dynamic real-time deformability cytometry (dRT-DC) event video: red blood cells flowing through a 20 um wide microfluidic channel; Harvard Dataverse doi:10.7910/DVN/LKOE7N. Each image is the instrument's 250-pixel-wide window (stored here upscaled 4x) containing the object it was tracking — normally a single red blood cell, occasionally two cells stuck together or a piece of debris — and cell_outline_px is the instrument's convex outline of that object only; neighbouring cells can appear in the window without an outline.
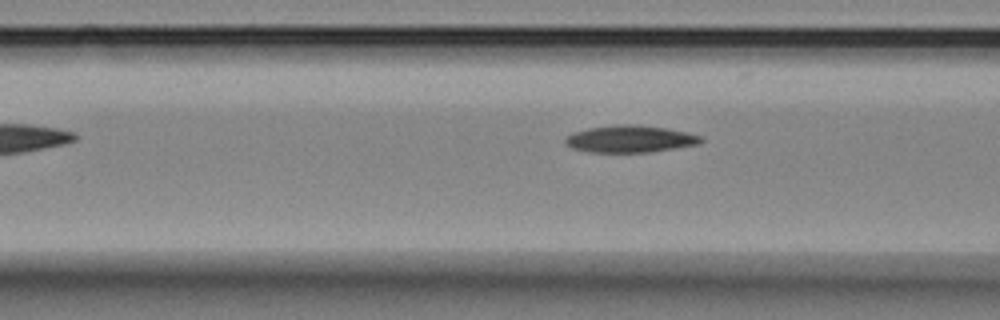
{"species": "Egyptian fruit bat (a non-hibernating species)", "species_latin": "Rousettus aegyptiacus", "temperature_condition": "room temperature", "stored_images_in_passage": 7, "camera_frame_rate_fps": 3000, "um_per_image_px": 0.085, "animal": {"sex": "female"}, "frame": {"image": 1, "passage_image": 5, "time_ms": 1.333, "image_size_px": [1000, 320], "cell_outline_px": [[704, 140], [700, 144], [652, 152], [588, 152], [572, 148], [564, 144], [564, 136], [572, 132], [588, 128], [616, 124], [636, 124], [664, 128], [688, 132], [700, 136]], "centroid_in_image_um": [53.52, 11.81], "position_along_channel_um": 113.1, "area_um2": 21.68}}